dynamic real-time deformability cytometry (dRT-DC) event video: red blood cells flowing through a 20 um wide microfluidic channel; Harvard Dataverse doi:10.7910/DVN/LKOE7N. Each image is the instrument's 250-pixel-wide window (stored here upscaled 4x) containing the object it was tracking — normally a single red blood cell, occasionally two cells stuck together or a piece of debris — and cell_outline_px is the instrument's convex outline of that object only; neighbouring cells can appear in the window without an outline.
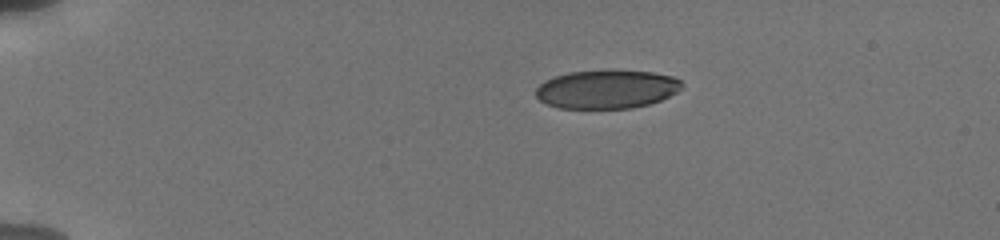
{"species": "human", "species_latin": "Homo sapiens", "temperature_condition": "cold", "stored_images_in_passage": 6, "camera_frame_rate_fps": 3000, "um_per_image_px": 0.085, "donor": {"sex": "male"}, "frame": {"image": 1, "passage_image": 1, "time_ms": 0.0, "image_size_px": [1000, 240], "cell_outline_px": [[684, 88], [660, 100], [648, 104], [632, 108], [560, 108], [548, 104], [540, 100], [536, 96], [536, 88], [544, 80], [568, 72], [616, 68], [652, 72], [672, 76], [680, 80], [684, 84]], "centroid_in_image_um": [51.6, 7.55], "position_along_channel_um": 33.4, "area_um2": 33.41}}
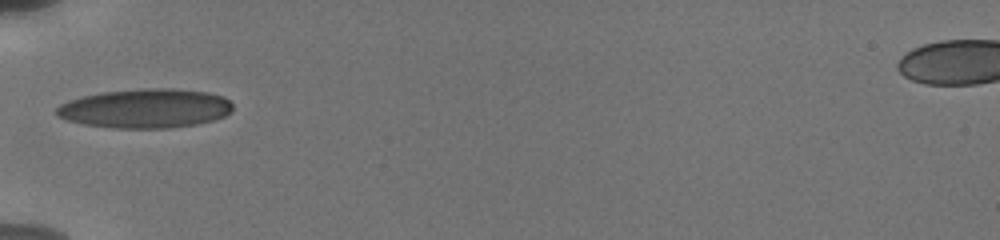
{"frame": {"image": 2, "passage_image": 6, "time_ms": 3.0, "image_size_px": [1000, 240], "cell_outline_px": [[232, 112], [224, 116], [212, 120], [196, 124], [168, 128], [112, 128], [84, 124], [64, 120], [56, 116], [56, 108], [60, 104], [68, 100], [100, 92], [140, 88], [172, 88], [208, 92], [224, 96], [232, 104]], "centroid_in_image_um": [12.34, 9.21], "position_along_channel_um": 72.7, "area_um2": 40.58}}